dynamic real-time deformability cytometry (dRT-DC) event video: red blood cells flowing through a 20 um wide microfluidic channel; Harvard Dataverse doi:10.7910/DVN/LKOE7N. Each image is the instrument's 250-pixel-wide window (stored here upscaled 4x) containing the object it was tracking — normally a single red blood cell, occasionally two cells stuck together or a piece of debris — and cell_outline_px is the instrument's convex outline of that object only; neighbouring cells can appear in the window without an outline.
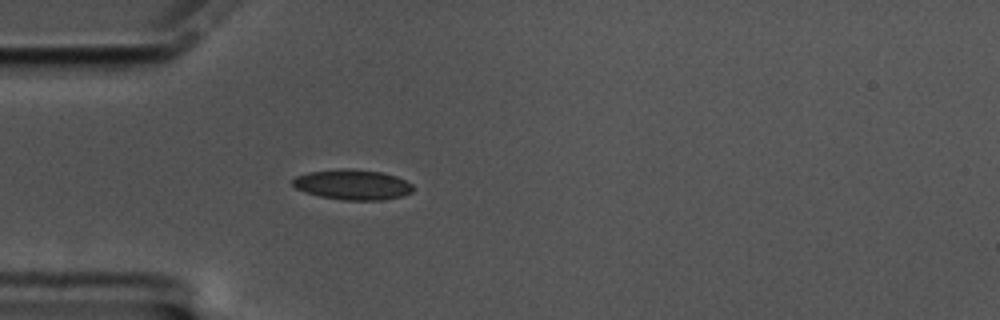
{"species": "common noctule bat (a hibernating species)", "species_latin": "Nyctalus noctula", "temperature_condition": "cold", "stored_images_in_passage": 11, "camera_frame_rate_fps": 3000, "um_per_image_px": 0.085, "animal": {"sex": "male", "body_mass_g": 17.5, "forearm_length_mm": 52.3}, "frame": {"image": 1, "passage_image": 1, "time_ms": 0.0, "image_size_px": [1000, 320], "cell_outline_px": [[412, 192], [404, 196], [384, 200], [340, 200], [320, 196], [304, 192], [296, 188], [292, 184], [292, 180], [296, 176], [308, 172], [340, 168], [352, 168], [380, 172], [396, 176], [412, 184]], "centroid_in_image_um": [29.95, 15.69], "position_along_channel_um": 55.0, "area_um2": 21.39}}